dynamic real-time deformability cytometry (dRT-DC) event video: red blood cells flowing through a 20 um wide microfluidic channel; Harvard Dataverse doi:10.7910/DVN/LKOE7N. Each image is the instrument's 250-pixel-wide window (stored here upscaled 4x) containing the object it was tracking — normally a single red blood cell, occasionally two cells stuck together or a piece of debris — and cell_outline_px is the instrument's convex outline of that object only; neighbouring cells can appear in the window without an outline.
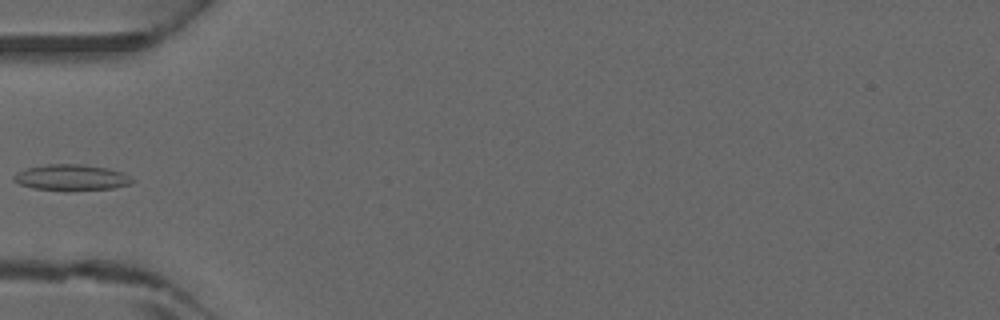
{"species": "common noctule bat (a hibernating species)", "species_latin": "Nyctalus noctula", "temperature_condition": "warm", "stored_images_in_passage": 3, "camera_frame_rate_fps": 3000, "um_per_image_px": 0.085, "animal": {"sex": "male", "forearm_length_mm": 52.5}, "frame": {"image": 1, "passage_image": 3, "time_ms": 0.667, "image_size_px": [1000, 320], "cell_outline_px": [[136, 180], [132, 184], [112, 188], [68, 192], [32, 188], [20, 184], [12, 180], [12, 176], [16, 172], [28, 168], [48, 164], [84, 164], [108, 168], [124, 172]], "centroid_in_image_um": [6.1, 15.1], "position_along_channel_um": 78.9, "area_um2": 18.5}}